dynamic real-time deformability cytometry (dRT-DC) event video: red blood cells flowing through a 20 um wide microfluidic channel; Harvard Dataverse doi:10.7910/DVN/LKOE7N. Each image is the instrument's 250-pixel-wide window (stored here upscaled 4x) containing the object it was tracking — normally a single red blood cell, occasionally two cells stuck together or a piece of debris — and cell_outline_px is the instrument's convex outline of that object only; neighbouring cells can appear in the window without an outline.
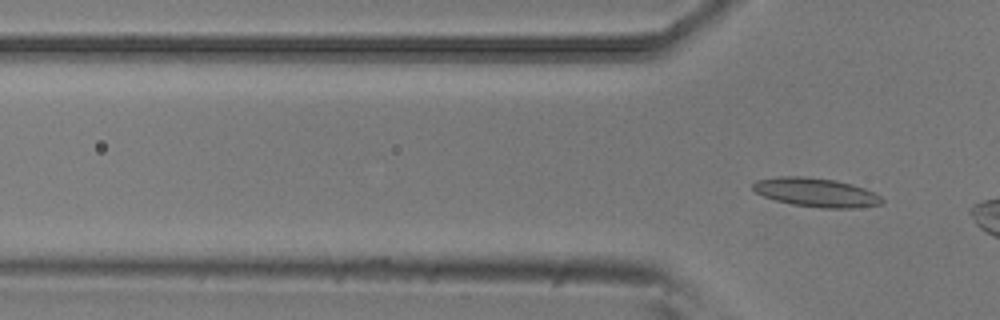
{"species": "common noctule bat (a hibernating species)", "species_latin": "Nyctalus noctula", "temperature_condition": "room temperature", "stored_images_in_passage": 5, "camera_frame_rate_fps": 3000, "um_per_image_px": 0.085, "animal": {"sex": "male", "body_mass_g": 20.5, "forearm_length_mm": 52.5}, "frame": {"image": 1, "passage_image": 5, "time_ms": 1.333, "image_size_px": [1000, 320], "cell_outline_px": [[884, 200], [880, 204], [856, 208], [820, 208], [792, 204], [776, 200], [764, 196], [756, 192], [752, 188], [752, 184], [756, 180], [776, 176], [804, 176], [836, 180], [852, 184], [876, 192]], "centroid_in_image_um": [69.37, 16.35], "position_along_channel_um": 56.4, "area_um2": 21.85}}